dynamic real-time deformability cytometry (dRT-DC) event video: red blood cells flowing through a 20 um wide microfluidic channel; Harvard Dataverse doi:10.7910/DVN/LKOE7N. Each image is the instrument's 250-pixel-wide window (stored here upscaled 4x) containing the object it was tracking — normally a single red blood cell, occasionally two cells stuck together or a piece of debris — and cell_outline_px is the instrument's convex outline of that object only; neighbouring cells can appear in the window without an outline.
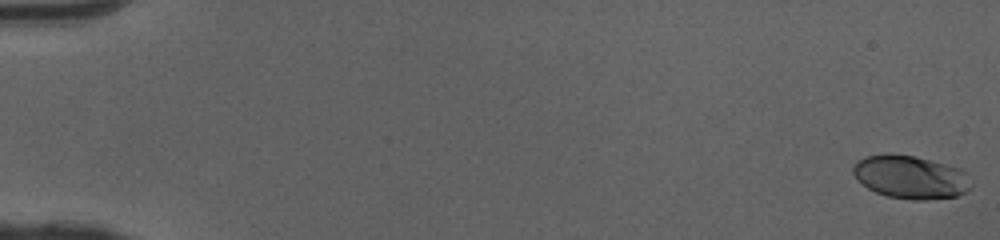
{"species": "human", "species_latin": "Homo sapiens", "temperature_condition": "cold", "stored_images_in_passage": 51, "camera_frame_rate_fps": 3000, "um_per_image_px": 0.085, "donor": {"sex": "female"}, "frame": {"image": 1, "passage_image": 1, "time_ms": 0.0, "image_size_px": [1000, 240], "cell_outline_px": [[972, 188], [968, 192], [956, 196], [928, 200], [912, 200], [888, 196], [876, 192], [868, 188], [852, 172], [852, 168], [856, 160], [864, 156], [888, 152], [916, 156], [960, 168], [964, 172], [972, 184]], "centroid_in_image_um": [77.4, 15.04], "position_along_channel_um": 7.6, "area_um2": 30.0}}
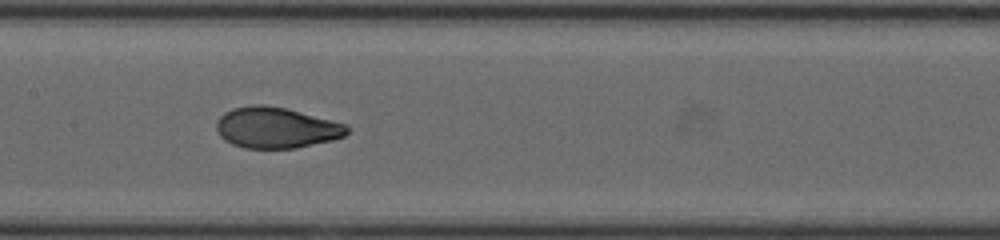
{"frame": {"image": 2, "passage_image": 27, "time_ms": 8.667, "image_size_px": [1000, 240], "cell_outline_px": [[352, 128], [344, 136], [332, 140], [296, 148], [244, 148], [232, 144], [224, 140], [216, 132], [216, 120], [224, 112], [232, 108], [256, 104], [264, 104], [284, 108], [348, 124]], "centroid_in_image_um": [23.46, 10.85], "position_along_channel_um": 183.9, "area_um2": 31.33}}
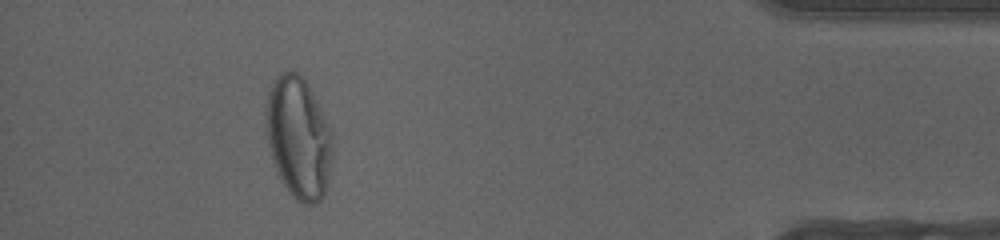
{"frame": {"image": 3, "passage_image": 47, "time_ms": 15.333, "image_size_px": [1000, 240], "cell_outline_px": [[336, 144], [328, 184], [324, 196], [316, 204], [300, 204], [288, 192], [280, 180], [272, 164], [268, 148], [264, 124], [264, 108], [272, 84], [280, 72], [296, 72], [304, 76], [332, 132]], "centroid_in_image_um": [25.38, 11.76], "position_along_channel_um": 409.8, "area_um2": 48.73}, "authors_computed_cell_mechanics": {"area_um2": 31.2698, "velocity_mm_per_s": 4.094, "shape_relaxation_time_tau1_ms": 6.3965, "shape_relaxation_time_tau2_ms": null, "deformation_change_tau1": 0.2266, "deformation_change_tau2": null}}